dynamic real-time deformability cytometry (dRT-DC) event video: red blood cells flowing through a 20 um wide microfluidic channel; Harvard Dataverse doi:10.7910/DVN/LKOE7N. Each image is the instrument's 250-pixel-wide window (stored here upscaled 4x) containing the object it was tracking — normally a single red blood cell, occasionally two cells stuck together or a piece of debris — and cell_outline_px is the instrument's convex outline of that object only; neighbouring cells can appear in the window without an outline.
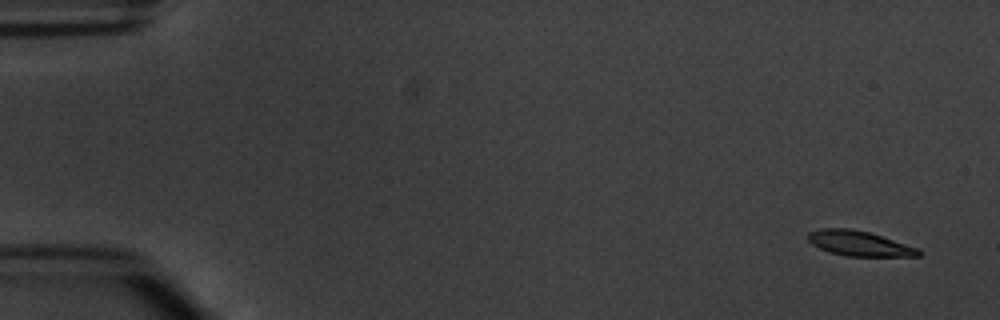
{"species": "common noctule bat (a hibernating species)", "species_latin": "Nyctalus noctula", "temperature_condition": "warm", "stored_images_in_passage": 2, "segment_of_instrument_passage": [2, 2], "camera_frame_rate_fps": 3000, "um_per_image_px": 0.085, "animal": {"sex": "male", "body_mass_g": 20.1, "forearm_length_mm": 53.5}, "frame": {"image": 1, "passage_image": 2, "time_ms": 1.333, "image_size_px": [1000, 320], "cell_outline_px": [[920, 256], [848, 256], [828, 252], [812, 244], [808, 240], [808, 232], [820, 228], [852, 228], [868, 232], [920, 248]], "centroid_in_image_um": [73.02, 20.68], "position_along_channel_um": 12.0, "area_um2": 16.13}}